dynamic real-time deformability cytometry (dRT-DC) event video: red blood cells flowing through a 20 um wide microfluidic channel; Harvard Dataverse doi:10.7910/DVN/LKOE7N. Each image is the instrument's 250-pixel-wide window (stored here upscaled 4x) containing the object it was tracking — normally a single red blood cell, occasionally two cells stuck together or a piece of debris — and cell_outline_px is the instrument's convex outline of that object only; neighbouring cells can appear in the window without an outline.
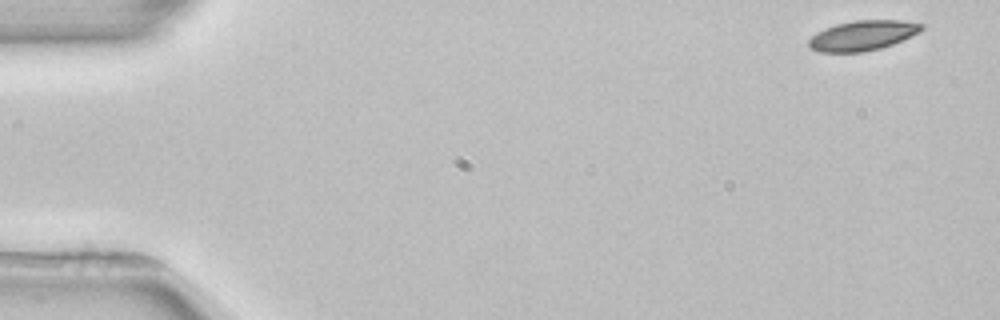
{"species": "common noctule bat (a hibernating species)", "species_latin": "Nyctalus noctula", "temperature_condition": "room temperature", "stored_images_in_passage": 3, "camera_frame_rate_fps": 3000, "um_per_image_px": 0.085, "animal": {"sex": "female", "body_mass_g": 22.7, "forearm_length_mm": 54.2}, "frame": {"image": 1, "passage_image": 1, "time_ms": 0.0, "image_size_px": [1000, 320], "cell_outline_px": [[924, 28], [920, 32], [892, 44], [880, 48], [864, 52], [820, 52], [812, 48], [808, 44], [808, 40], [816, 32], [824, 28], [836, 24], [856, 20], [904, 20], [924, 24]], "centroid_in_image_um": [73.34, 3.01], "position_along_channel_um": 11.7, "area_um2": 19.71}}
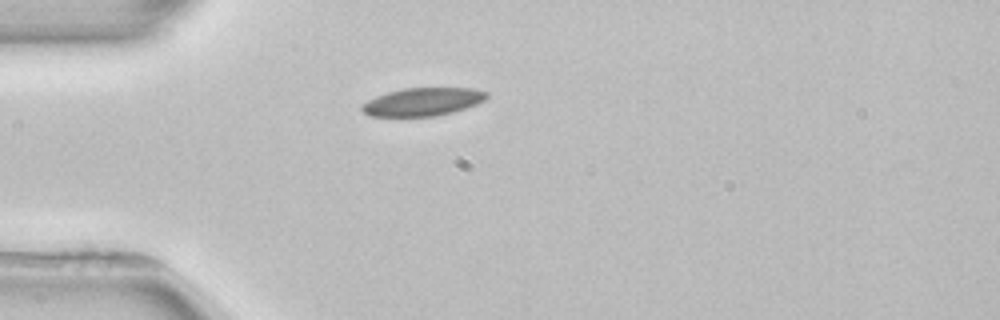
{"frame": {"image": 2, "passage_image": 3, "time_ms": 4.0, "image_size_px": [1000, 320], "cell_outline_px": [[488, 96], [484, 100], [476, 104], [452, 112], [432, 116], [368, 116], [360, 108], [360, 104], [376, 96], [388, 92], [404, 88], [472, 88], [488, 92]], "centroid_in_image_um": [35.9, 8.65], "position_along_channel_um": 49.1, "area_um2": 20.29}}